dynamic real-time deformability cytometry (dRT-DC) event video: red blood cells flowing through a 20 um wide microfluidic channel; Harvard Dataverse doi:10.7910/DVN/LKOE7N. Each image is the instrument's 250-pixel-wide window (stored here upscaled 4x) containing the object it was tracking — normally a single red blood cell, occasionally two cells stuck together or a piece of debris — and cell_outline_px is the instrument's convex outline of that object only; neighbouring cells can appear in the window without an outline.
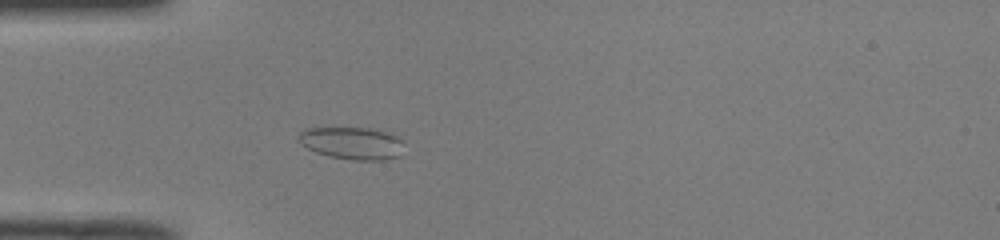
{"species": "common noctule bat (a hibernating species)", "species_latin": "Nyctalus noctula", "temperature_condition": "room temperature", "stored_images_in_passage": 40, "camera_frame_rate_fps": 3000, "um_per_image_px": 0.085, "animal": {"sex": "male", "body_mass_g": 19.0, "forearm_length_mm": 50.8}, "frame": {"image": 1, "passage_image": 12, "time_ms": 3.667, "image_size_px": [1000, 240], "cell_outline_px": [[400, 156], [384, 160], [352, 160], [328, 156], [316, 152], [308, 148], [300, 140], [300, 132], [304, 128], [368, 128], [384, 132], [396, 136], [400, 140]], "centroid_in_image_um": [29.91, 12.18], "position_along_channel_um": 55.1, "area_um2": 19.42}}
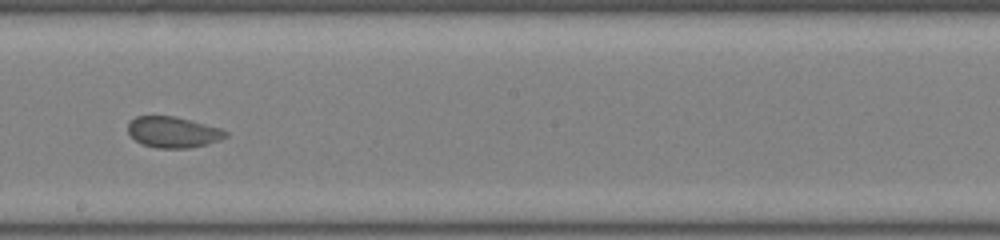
{"frame": {"image": 2, "passage_image": 26, "time_ms": 8.333, "image_size_px": [1000, 240], "cell_outline_px": [[228, 136], [220, 140], [188, 148], [156, 148], [144, 144], [136, 140], [128, 132], [128, 124], [136, 116], [176, 116], [220, 128], [228, 132]], "centroid_in_image_um": [14.72, 11.22], "position_along_channel_um": 233.5, "area_um2": 17.46}}
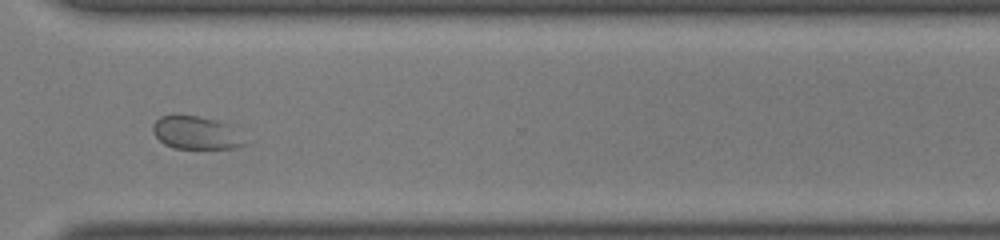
{"frame": {"image": 3, "passage_image": 35, "time_ms": 11.333, "image_size_px": [1000, 240], "cell_outline_px": [[244, 144], [236, 148], [172, 148], [164, 144], [152, 132], [152, 124], [160, 116], [172, 112], [196, 116], [216, 120], [228, 124]], "centroid_in_image_um": [16.51, 11.25], "position_along_channel_um": 354.1, "area_um2": 17.57}}